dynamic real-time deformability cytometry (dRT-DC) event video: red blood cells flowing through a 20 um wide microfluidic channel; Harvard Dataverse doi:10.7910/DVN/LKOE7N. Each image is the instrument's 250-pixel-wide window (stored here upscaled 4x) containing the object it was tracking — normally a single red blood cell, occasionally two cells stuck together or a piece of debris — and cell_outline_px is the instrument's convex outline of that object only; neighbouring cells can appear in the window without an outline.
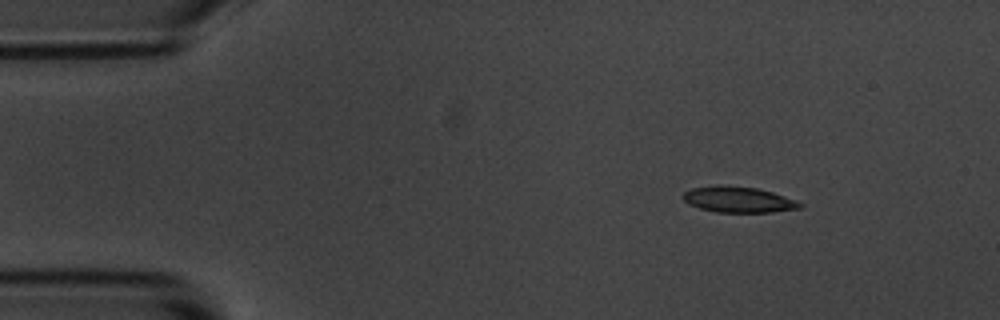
{"species": "common noctule bat (a hibernating species)", "species_latin": "Nyctalus noctula", "temperature_condition": "room temperature", "stored_images_in_passage": 3, "camera_frame_rate_fps": 3000, "um_per_image_px": 0.085, "animal": {"sex": "male", "body_mass_g": 20.1, "forearm_length_mm": 53.5}, "frame": {"image": 1, "passage_image": 1, "time_ms": 0.0, "image_size_px": [1000, 320], "cell_outline_px": [[804, 204], [800, 208], [772, 212], [716, 212], [700, 208], [688, 204], [684, 200], [684, 192], [692, 188], [716, 184], [724, 184], [756, 188], [772, 192], [796, 200]], "centroid_in_image_um": [62.75, 16.95], "position_along_channel_um": 22.2, "area_um2": 17.69}}